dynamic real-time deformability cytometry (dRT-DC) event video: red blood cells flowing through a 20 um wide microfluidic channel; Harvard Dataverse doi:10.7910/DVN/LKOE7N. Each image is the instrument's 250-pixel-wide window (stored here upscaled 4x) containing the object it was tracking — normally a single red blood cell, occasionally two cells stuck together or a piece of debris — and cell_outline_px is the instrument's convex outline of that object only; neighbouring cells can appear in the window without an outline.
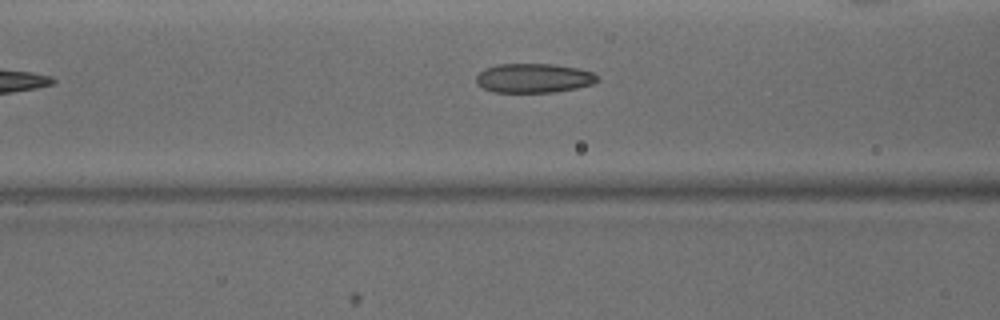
{"species": "common noctule bat (a hibernating species)", "species_latin": "Nyctalus noctula", "temperature_condition": "warm", "stored_images_in_passage": 17, "camera_frame_rate_fps": 3000, "um_per_image_px": 0.085, "animal": {"sex": "male", "body_mass_g": 15.6}, "frame": {"image": 1, "passage_image": 6, "time_ms": 1.667, "image_size_px": [1000, 320], "cell_outline_px": [[600, 80], [592, 84], [576, 88], [552, 92], [496, 92], [484, 88], [476, 80], [476, 76], [484, 68], [500, 64], [552, 64], [576, 68], [592, 72], [600, 76]], "centroid_in_image_um": [45.4, 6.63], "position_along_channel_um": 121.2, "area_um2": 20.52}}